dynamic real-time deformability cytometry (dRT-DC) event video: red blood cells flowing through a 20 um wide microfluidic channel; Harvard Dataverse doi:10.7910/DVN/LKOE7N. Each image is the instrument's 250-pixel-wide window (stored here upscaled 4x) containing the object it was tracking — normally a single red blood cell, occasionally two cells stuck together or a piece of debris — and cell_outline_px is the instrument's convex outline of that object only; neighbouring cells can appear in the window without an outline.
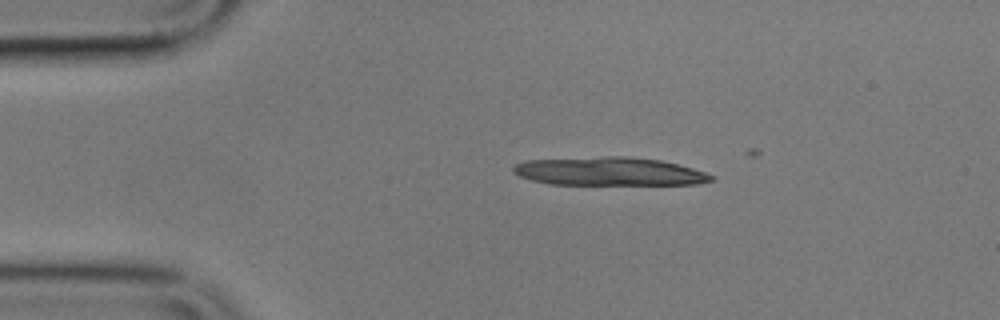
{"species": "common noctule bat (a hibernating species)", "species_latin": "Nyctalus noctula", "temperature_condition": "cold", "stored_images_in_passage": 3, "camera_frame_rate_fps": 3000, "um_per_image_px": 0.085, "animal": {"sex": "male", "body_mass_g": 17.9}, "frame": {"image": 1, "passage_image": 1, "time_ms": 0.0, "image_size_px": [1000, 320], "cell_outline_px": [[716, 180], [700, 184], [552, 184], [532, 180], [520, 176], [512, 172], [512, 168], [516, 164], [528, 160], [604, 156], [624, 156], [660, 160], [692, 168], [716, 176]], "centroid_in_image_um": [51.82, 14.57], "position_along_channel_um": 33.2, "area_um2": 32.6}}